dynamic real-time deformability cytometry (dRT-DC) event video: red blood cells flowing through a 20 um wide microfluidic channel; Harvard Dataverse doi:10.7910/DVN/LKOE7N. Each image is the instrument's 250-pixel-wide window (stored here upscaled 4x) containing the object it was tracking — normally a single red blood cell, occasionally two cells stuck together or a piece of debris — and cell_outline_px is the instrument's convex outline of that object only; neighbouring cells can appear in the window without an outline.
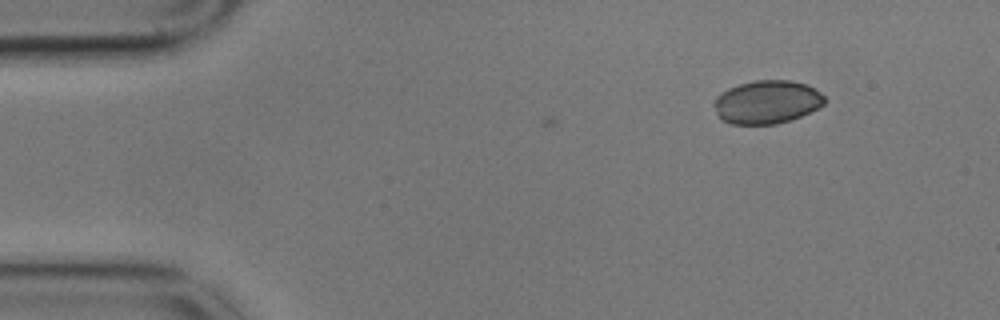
{"species": "common noctule bat (a hibernating species)", "species_latin": "Nyctalus noctula", "temperature_condition": "cold", "stored_images_in_passage": 11, "camera_frame_rate_fps": 3000, "um_per_image_px": 0.085, "animal": {"sex": "male", "body_mass_g": 17.9}, "frame": {"image": 1, "passage_image": 11, "time_ms": 3.333, "image_size_px": [1000, 320], "cell_outline_px": [[824, 104], [800, 116], [776, 124], [732, 124], [720, 120], [712, 104], [716, 96], [728, 88], [740, 84], [756, 80], [788, 80], [808, 84], [820, 92], [824, 96]], "centroid_in_image_um": [65.14, 8.67], "position_along_channel_um": 19.9, "area_um2": 27.86}}